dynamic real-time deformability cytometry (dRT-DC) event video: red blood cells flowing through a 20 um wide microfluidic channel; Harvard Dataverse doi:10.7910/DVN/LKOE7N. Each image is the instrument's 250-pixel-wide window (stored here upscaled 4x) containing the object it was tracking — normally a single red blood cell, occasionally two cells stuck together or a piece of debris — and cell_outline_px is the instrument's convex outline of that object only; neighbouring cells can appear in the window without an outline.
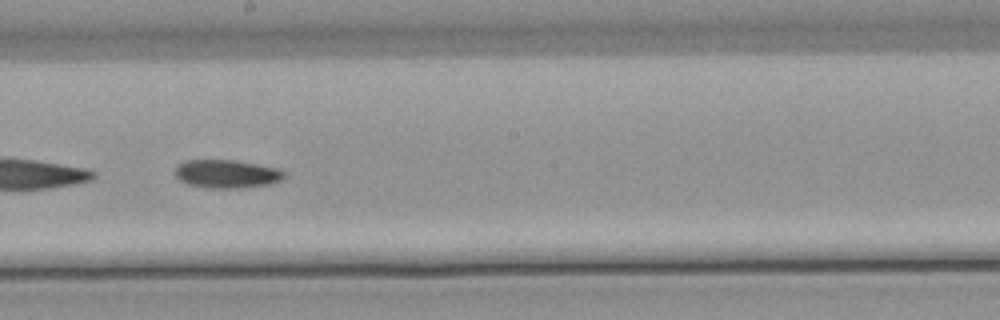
{"species": "common noctule bat (a hibernating species)", "species_latin": "Nyctalus noctula", "temperature_condition": "warm", "stored_images_in_passage": 41, "camera_frame_rate_fps": 3000, "um_per_image_px": 0.085, "animal": {"sex": "male", "body_mass_g": 21.5, "forearm_length_mm": 52.0}, "frame": {"image": 1, "passage_image": 18, "time_ms": 5.667, "image_size_px": [1000, 320], "cell_outline_px": [[284, 180], [272, 184], [240, 188], [204, 188], [188, 184], [180, 180], [172, 172], [176, 164], [184, 160], [236, 160], [280, 168], [284, 172]], "centroid_in_image_um": [19.26, 14.78], "position_along_channel_um": 228.9, "area_um2": 18.5}}